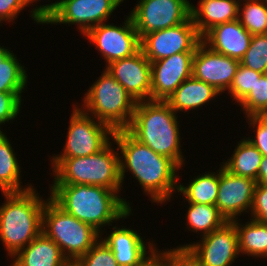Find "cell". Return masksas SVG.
<instances>
[{"label":"cell","mask_w":267,"mask_h":266,"mask_svg":"<svg viewBox=\"0 0 267 266\" xmlns=\"http://www.w3.org/2000/svg\"><path fill=\"white\" fill-rule=\"evenodd\" d=\"M120 157V178L123 184L125 172H131L143 192L151 201L162 204L171 200L177 192L179 166L170 158L154 152L147 145L135 139L127 130L114 131L112 136ZM127 169V170H126ZM176 184V185H175Z\"/></svg>","instance_id":"1"},{"label":"cell","mask_w":267,"mask_h":266,"mask_svg":"<svg viewBox=\"0 0 267 266\" xmlns=\"http://www.w3.org/2000/svg\"><path fill=\"white\" fill-rule=\"evenodd\" d=\"M50 199L66 213L93 226L102 227L132 214L130 203L113 191L101 186L51 184ZM101 229V230H100Z\"/></svg>","instance_id":"2"},{"label":"cell","mask_w":267,"mask_h":266,"mask_svg":"<svg viewBox=\"0 0 267 266\" xmlns=\"http://www.w3.org/2000/svg\"><path fill=\"white\" fill-rule=\"evenodd\" d=\"M176 114L166 101H140L126 130L139 142L172 159L181 168L185 159L180 148V126Z\"/></svg>","instance_id":"3"},{"label":"cell","mask_w":267,"mask_h":266,"mask_svg":"<svg viewBox=\"0 0 267 266\" xmlns=\"http://www.w3.org/2000/svg\"><path fill=\"white\" fill-rule=\"evenodd\" d=\"M35 189L3 193L6 201L0 206V240L10 257L42 232V212L48 199L39 197Z\"/></svg>","instance_id":"4"},{"label":"cell","mask_w":267,"mask_h":266,"mask_svg":"<svg viewBox=\"0 0 267 266\" xmlns=\"http://www.w3.org/2000/svg\"><path fill=\"white\" fill-rule=\"evenodd\" d=\"M111 141L99 152L85 157L52 158L53 184L93 185L120 191V154Z\"/></svg>","instance_id":"5"},{"label":"cell","mask_w":267,"mask_h":266,"mask_svg":"<svg viewBox=\"0 0 267 266\" xmlns=\"http://www.w3.org/2000/svg\"><path fill=\"white\" fill-rule=\"evenodd\" d=\"M84 95L82 111L113 131L129 127L137 102L108 70L103 71Z\"/></svg>","instance_id":"6"},{"label":"cell","mask_w":267,"mask_h":266,"mask_svg":"<svg viewBox=\"0 0 267 266\" xmlns=\"http://www.w3.org/2000/svg\"><path fill=\"white\" fill-rule=\"evenodd\" d=\"M42 232L59 246L68 260L85 255L103 235L93 226L63 211L50 198L42 212Z\"/></svg>","instance_id":"7"},{"label":"cell","mask_w":267,"mask_h":266,"mask_svg":"<svg viewBox=\"0 0 267 266\" xmlns=\"http://www.w3.org/2000/svg\"><path fill=\"white\" fill-rule=\"evenodd\" d=\"M123 1L59 0L34 7L30 17L40 24H77L80 33L84 35L89 29L107 22Z\"/></svg>","instance_id":"8"},{"label":"cell","mask_w":267,"mask_h":266,"mask_svg":"<svg viewBox=\"0 0 267 266\" xmlns=\"http://www.w3.org/2000/svg\"><path fill=\"white\" fill-rule=\"evenodd\" d=\"M63 152L53 158L85 157L102 150L111 140L114 131L75 106L70 116ZM96 120V121H95Z\"/></svg>","instance_id":"9"},{"label":"cell","mask_w":267,"mask_h":266,"mask_svg":"<svg viewBox=\"0 0 267 266\" xmlns=\"http://www.w3.org/2000/svg\"><path fill=\"white\" fill-rule=\"evenodd\" d=\"M191 4L189 0H140L130 13L140 40L148 33L187 21Z\"/></svg>","instance_id":"10"},{"label":"cell","mask_w":267,"mask_h":266,"mask_svg":"<svg viewBox=\"0 0 267 266\" xmlns=\"http://www.w3.org/2000/svg\"><path fill=\"white\" fill-rule=\"evenodd\" d=\"M125 19L123 26L101 23L83 35L98 48L106 66L135 54L141 48V41L130 15Z\"/></svg>","instance_id":"11"},{"label":"cell","mask_w":267,"mask_h":266,"mask_svg":"<svg viewBox=\"0 0 267 266\" xmlns=\"http://www.w3.org/2000/svg\"><path fill=\"white\" fill-rule=\"evenodd\" d=\"M140 41L141 50L152 62L181 52H195L202 39L190 17L177 26L148 33Z\"/></svg>","instance_id":"12"},{"label":"cell","mask_w":267,"mask_h":266,"mask_svg":"<svg viewBox=\"0 0 267 266\" xmlns=\"http://www.w3.org/2000/svg\"><path fill=\"white\" fill-rule=\"evenodd\" d=\"M199 242L178 247H188L202 266H231L240 255L238 233L232 221L201 237Z\"/></svg>","instance_id":"13"},{"label":"cell","mask_w":267,"mask_h":266,"mask_svg":"<svg viewBox=\"0 0 267 266\" xmlns=\"http://www.w3.org/2000/svg\"><path fill=\"white\" fill-rule=\"evenodd\" d=\"M256 184L255 180L234 175L221 165L215 206L227 221L251 210Z\"/></svg>","instance_id":"14"},{"label":"cell","mask_w":267,"mask_h":266,"mask_svg":"<svg viewBox=\"0 0 267 266\" xmlns=\"http://www.w3.org/2000/svg\"><path fill=\"white\" fill-rule=\"evenodd\" d=\"M195 52H181L151 62V100L167 101L183 81L192 76Z\"/></svg>","instance_id":"15"},{"label":"cell","mask_w":267,"mask_h":266,"mask_svg":"<svg viewBox=\"0 0 267 266\" xmlns=\"http://www.w3.org/2000/svg\"><path fill=\"white\" fill-rule=\"evenodd\" d=\"M239 64V60L215 52L201 41L195 49L192 76L212 85L221 94L229 89Z\"/></svg>","instance_id":"16"},{"label":"cell","mask_w":267,"mask_h":266,"mask_svg":"<svg viewBox=\"0 0 267 266\" xmlns=\"http://www.w3.org/2000/svg\"><path fill=\"white\" fill-rule=\"evenodd\" d=\"M105 69L136 102L151 100V62L141 48L129 57L111 62Z\"/></svg>","instance_id":"17"},{"label":"cell","mask_w":267,"mask_h":266,"mask_svg":"<svg viewBox=\"0 0 267 266\" xmlns=\"http://www.w3.org/2000/svg\"><path fill=\"white\" fill-rule=\"evenodd\" d=\"M252 36L237 19L214 26L201 39L215 52L240 61L249 48Z\"/></svg>","instance_id":"18"},{"label":"cell","mask_w":267,"mask_h":266,"mask_svg":"<svg viewBox=\"0 0 267 266\" xmlns=\"http://www.w3.org/2000/svg\"><path fill=\"white\" fill-rule=\"evenodd\" d=\"M108 235L101 239L112 250L119 266H136L149 256V252H153L156 248V245L153 242L151 244L150 241L147 246V242L137 231L124 226L122 228L113 226V231ZM146 246L149 251H146Z\"/></svg>","instance_id":"19"},{"label":"cell","mask_w":267,"mask_h":266,"mask_svg":"<svg viewBox=\"0 0 267 266\" xmlns=\"http://www.w3.org/2000/svg\"><path fill=\"white\" fill-rule=\"evenodd\" d=\"M241 0H200L198 7L191 4V17L202 37L216 25L238 19Z\"/></svg>","instance_id":"20"},{"label":"cell","mask_w":267,"mask_h":266,"mask_svg":"<svg viewBox=\"0 0 267 266\" xmlns=\"http://www.w3.org/2000/svg\"><path fill=\"white\" fill-rule=\"evenodd\" d=\"M13 258L10 266H63L68 261L59 246L43 232Z\"/></svg>","instance_id":"21"},{"label":"cell","mask_w":267,"mask_h":266,"mask_svg":"<svg viewBox=\"0 0 267 266\" xmlns=\"http://www.w3.org/2000/svg\"><path fill=\"white\" fill-rule=\"evenodd\" d=\"M220 93L210 84L190 76L166 101L174 112L194 110L214 100ZM214 98V99H213Z\"/></svg>","instance_id":"22"},{"label":"cell","mask_w":267,"mask_h":266,"mask_svg":"<svg viewBox=\"0 0 267 266\" xmlns=\"http://www.w3.org/2000/svg\"><path fill=\"white\" fill-rule=\"evenodd\" d=\"M7 135L0 132V190L2 193L22 192L33 186L30 184L23 188L21 185V169L16 153L10 144Z\"/></svg>","instance_id":"23"},{"label":"cell","mask_w":267,"mask_h":266,"mask_svg":"<svg viewBox=\"0 0 267 266\" xmlns=\"http://www.w3.org/2000/svg\"><path fill=\"white\" fill-rule=\"evenodd\" d=\"M231 156L220 165L234 175L248 177L258 183V170L263 158L260 151L244 137Z\"/></svg>","instance_id":"24"},{"label":"cell","mask_w":267,"mask_h":266,"mask_svg":"<svg viewBox=\"0 0 267 266\" xmlns=\"http://www.w3.org/2000/svg\"><path fill=\"white\" fill-rule=\"evenodd\" d=\"M232 222L238 233L240 255L267 258V223L252 218L243 225L238 219Z\"/></svg>","instance_id":"25"},{"label":"cell","mask_w":267,"mask_h":266,"mask_svg":"<svg viewBox=\"0 0 267 266\" xmlns=\"http://www.w3.org/2000/svg\"><path fill=\"white\" fill-rule=\"evenodd\" d=\"M219 186V170L217 174L215 172L200 174L193 178L185 187L179 184L177 192L182 194L183 199H186L188 203H198L215 205L218 195Z\"/></svg>","instance_id":"26"},{"label":"cell","mask_w":267,"mask_h":266,"mask_svg":"<svg viewBox=\"0 0 267 266\" xmlns=\"http://www.w3.org/2000/svg\"><path fill=\"white\" fill-rule=\"evenodd\" d=\"M186 223L188 230L192 232L201 231L200 236L210 234L212 231L222 227L228 222L219 212L215 205L188 203Z\"/></svg>","instance_id":"27"},{"label":"cell","mask_w":267,"mask_h":266,"mask_svg":"<svg viewBox=\"0 0 267 266\" xmlns=\"http://www.w3.org/2000/svg\"><path fill=\"white\" fill-rule=\"evenodd\" d=\"M239 3L238 20L252 35L267 34V3L265 0H244ZM243 6V7H241ZM242 16V17H241Z\"/></svg>","instance_id":"28"},{"label":"cell","mask_w":267,"mask_h":266,"mask_svg":"<svg viewBox=\"0 0 267 266\" xmlns=\"http://www.w3.org/2000/svg\"><path fill=\"white\" fill-rule=\"evenodd\" d=\"M24 68L14 53L0 63V92L23 93L28 82Z\"/></svg>","instance_id":"29"},{"label":"cell","mask_w":267,"mask_h":266,"mask_svg":"<svg viewBox=\"0 0 267 266\" xmlns=\"http://www.w3.org/2000/svg\"><path fill=\"white\" fill-rule=\"evenodd\" d=\"M245 117L267 115V73L256 77L253 89L239 102Z\"/></svg>","instance_id":"30"},{"label":"cell","mask_w":267,"mask_h":266,"mask_svg":"<svg viewBox=\"0 0 267 266\" xmlns=\"http://www.w3.org/2000/svg\"><path fill=\"white\" fill-rule=\"evenodd\" d=\"M240 64L262 74L267 73V34L252 36Z\"/></svg>","instance_id":"31"},{"label":"cell","mask_w":267,"mask_h":266,"mask_svg":"<svg viewBox=\"0 0 267 266\" xmlns=\"http://www.w3.org/2000/svg\"><path fill=\"white\" fill-rule=\"evenodd\" d=\"M261 75L262 73L239 64L232 84L227 91L228 94H231L230 97H233L232 100L239 103L253 89L256 77Z\"/></svg>","instance_id":"32"},{"label":"cell","mask_w":267,"mask_h":266,"mask_svg":"<svg viewBox=\"0 0 267 266\" xmlns=\"http://www.w3.org/2000/svg\"><path fill=\"white\" fill-rule=\"evenodd\" d=\"M81 266H119L112 250L99 239L93 247L77 259Z\"/></svg>","instance_id":"33"},{"label":"cell","mask_w":267,"mask_h":266,"mask_svg":"<svg viewBox=\"0 0 267 266\" xmlns=\"http://www.w3.org/2000/svg\"><path fill=\"white\" fill-rule=\"evenodd\" d=\"M21 94L0 92V126L18 116L23 97Z\"/></svg>","instance_id":"34"},{"label":"cell","mask_w":267,"mask_h":266,"mask_svg":"<svg viewBox=\"0 0 267 266\" xmlns=\"http://www.w3.org/2000/svg\"><path fill=\"white\" fill-rule=\"evenodd\" d=\"M165 266H202L200 260L188 247H177L163 251Z\"/></svg>","instance_id":"35"},{"label":"cell","mask_w":267,"mask_h":266,"mask_svg":"<svg viewBox=\"0 0 267 266\" xmlns=\"http://www.w3.org/2000/svg\"><path fill=\"white\" fill-rule=\"evenodd\" d=\"M248 125L255 128V138L248 137V140L252 145H254L263 157L267 158V115L266 116H248Z\"/></svg>","instance_id":"36"},{"label":"cell","mask_w":267,"mask_h":266,"mask_svg":"<svg viewBox=\"0 0 267 266\" xmlns=\"http://www.w3.org/2000/svg\"><path fill=\"white\" fill-rule=\"evenodd\" d=\"M250 212L252 219L267 223V184H256Z\"/></svg>","instance_id":"37"},{"label":"cell","mask_w":267,"mask_h":266,"mask_svg":"<svg viewBox=\"0 0 267 266\" xmlns=\"http://www.w3.org/2000/svg\"><path fill=\"white\" fill-rule=\"evenodd\" d=\"M24 7H27L25 0H0V23L13 22Z\"/></svg>","instance_id":"38"},{"label":"cell","mask_w":267,"mask_h":266,"mask_svg":"<svg viewBox=\"0 0 267 266\" xmlns=\"http://www.w3.org/2000/svg\"><path fill=\"white\" fill-rule=\"evenodd\" d=\"M156 249L157 248H155L153 252L149 253V256L136 266H165L163 252Z\"/></svg>","instance_id":"39"},{"label":"cell","mask_w":267,"mask_h":266,"mask_svg":"<svg viewBox=\"0 0 267 266\" xmlns=\"http://www.w3.org/2000/svg\"><path fill=\"white\" fill-rule=\"evenodd\" d=\"M258 183L267 184V158L263 157L258 170Z\"/></svg>","instance_id":"40"},{"label":"cell","mask_w":267,"mask_h":266,"mask_svg":"<svg viewBox=\"0 0 267 266\" xmlns=\"http://www.w3.org/2000/svg\"><path fill=\"white\" fill-rule=\"evenodd\" d=\"M13 51H10L0 45V63H2Z\"/></svg>","instance_id":"41"},{"label":"cell","mask_w":267,"mask_h":266,"mask_svg":"<svg viewBox=\"0 0 267 266\" xmlns=\"http://www.w3.org/2000/svg\"><path fill=\"white\" fill-rule=\"evenodd\" d=\"M63 266H81L77 260H68Z\"/></svg>","instance_id":"42"},{"label":"cell","mask_w":267,"mask_h":266,"mask_svg":"<svg viewBox=\"0 0 267 266\" xmlns=\"http://www.w3.org/2000/svg\"><path fill=\"white\" fill-rule=\"evenodd\" d=\"M36 1H40V0H25L27 6L31 5V3L33 5V2H36Z\"/></svg>","instance_id":"43"}]
</instances>
